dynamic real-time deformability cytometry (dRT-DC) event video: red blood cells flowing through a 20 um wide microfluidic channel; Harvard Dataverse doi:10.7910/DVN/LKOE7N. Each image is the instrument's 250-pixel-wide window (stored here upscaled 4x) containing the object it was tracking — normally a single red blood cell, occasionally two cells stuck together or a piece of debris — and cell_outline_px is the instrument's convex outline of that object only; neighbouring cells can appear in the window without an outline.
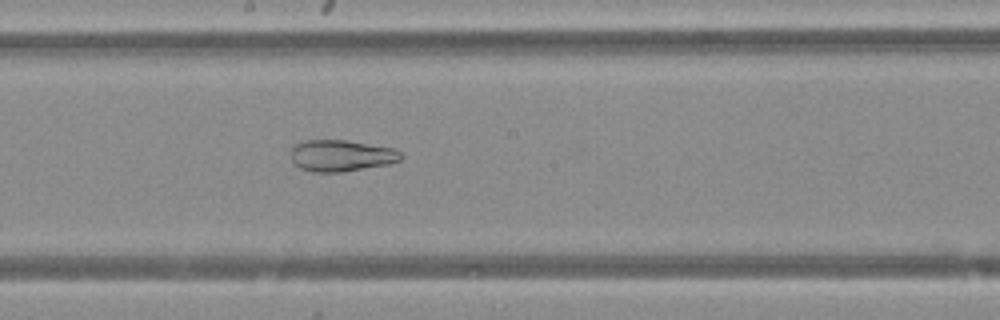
{"species": "Egyptian fruit bat (a non-hibernating species)", "species_latin": "Rousettus aegyptiacus", "temperature_condition": "warm", "stored_images_in_passage": 43, "camera_frame_rate_fps": 3000, "um_per_image_px": 0.085, "animal": {"sex": "female"}, "frame": {"image": 1, "passage_image": 21, "time_ms": 6.667, "image_size_px": [1000, 320], "cell_outline_px": [[404, 156], [400, 160], [388, 164], [340, 172], [312, 172], [300, 168], [292, 160], [292, 148], [296, 144], [304, 140], [348, 140], [396, 148]], "centroid_in_image_um": [29.04, 13.22], "position_along_channel_um": 219.2, "area_um2": 20.23}}
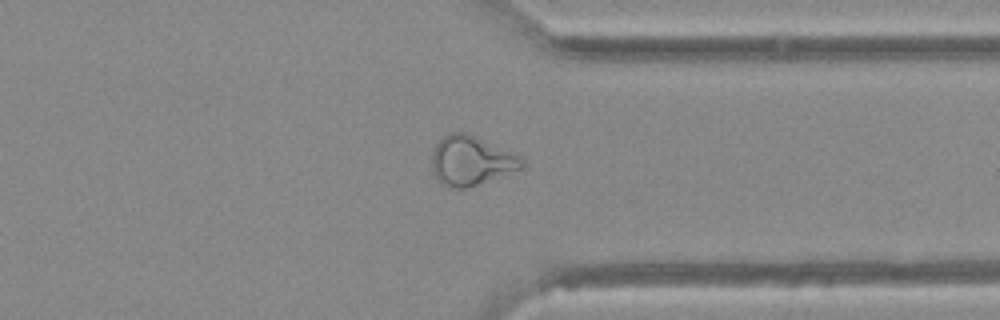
{"frame": {"image": 2, "passage_image": 32, "time_ms": 10.333, "image_size_px": [1000, 320], "cell_outline_px": [[524, 168], [464, 188], [448, 188], [432, 172], [432, 152], [436, 144], [444, 136], [452, 132], [464, 132], [520, 156], [524, 160]], "centroid_in_image_um": [40.03, 13.66], "position_along_channel_um": 371.4, "area_um2": 25.32}}
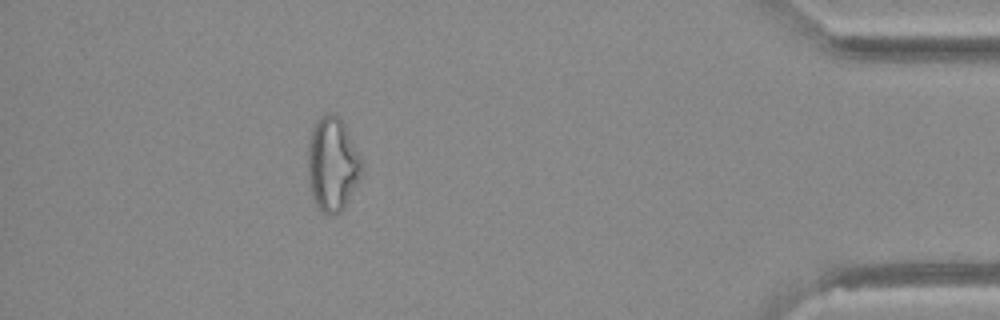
{"frame": {"image": 3, "passage_image": 38, "time_ms": 12.333, "image_size_px": [1000, 320], "cell_outline_px": [[360, 180], [344, 208], [336, 216], [328, 216], [316, 204], [312, 196], [308, 176], [308, 144], [312, 128], [316, 120], [320, 116], [336, 116], [344, 124], [360, 156]], "centroid_in_image_um": [28.24, 14.02], "position_along_channel_um": 407.0, "area_um2": 29.07}}